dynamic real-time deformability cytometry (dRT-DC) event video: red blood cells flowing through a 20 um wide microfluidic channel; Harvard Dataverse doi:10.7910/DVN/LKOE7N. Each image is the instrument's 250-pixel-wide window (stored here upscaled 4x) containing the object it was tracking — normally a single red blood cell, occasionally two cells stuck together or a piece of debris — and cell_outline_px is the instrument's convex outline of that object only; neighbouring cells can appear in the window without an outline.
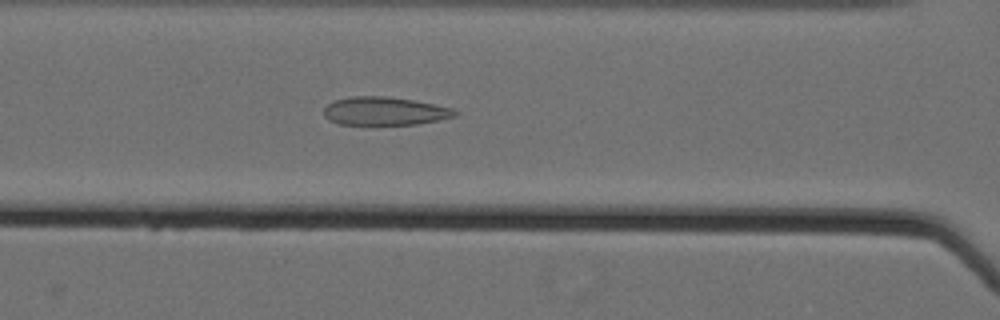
{"species": "Egyptian fruit bat (a non-hibernating species)", "species_latin": "Rousettus aegyptiacus", "temperature_condition": "cold", "stored_images_in_passage": 61, "camera_frame_rate_fps": 3000, "um_per_image_px": 0.085, "animal": {"sex": "female"}, "frame": {"image": 1, "passage_image": 31, "time_ms": 10.0, "image_size_px": [1000, 320], "cell_outline_px": [[460, 112], [456, 116], [416, 124], [340, 124], [328, 120], [324, 116], [324, 108], [332, 100], [352, 96], [384, 96], [412, 100], [452, 108]], "centroid_in_image_um": [32.66, 9.44], "position_along_channel_um": 133.9, "area_um2": 21.44}}
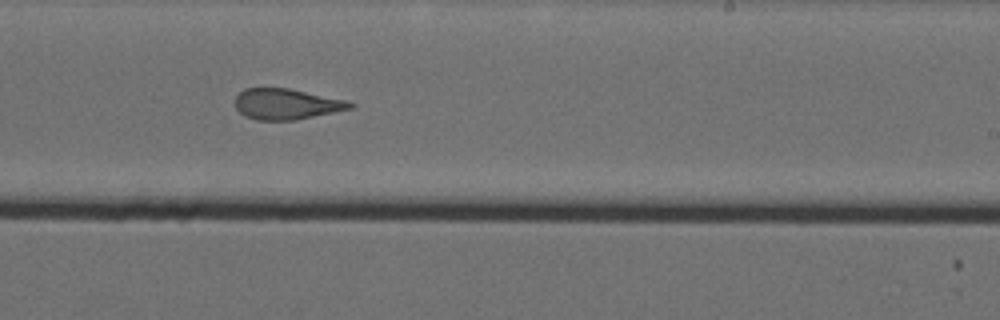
{"frame": {"image": 2, "passage_image": 42, "time_ms": 13.667, "image_size_px": [1000, 320], "cell_outline_px": [[356, 104], [352, 108], [296, 120], [256, 120], [244, 116], [236, 108], [236, 96], [244, 88], [288, 88], [348, 100]], "centroid_in_image_um": [24.36, 8.84], "position_along_channel_um": 264.6, "area_um2": 20.63}}
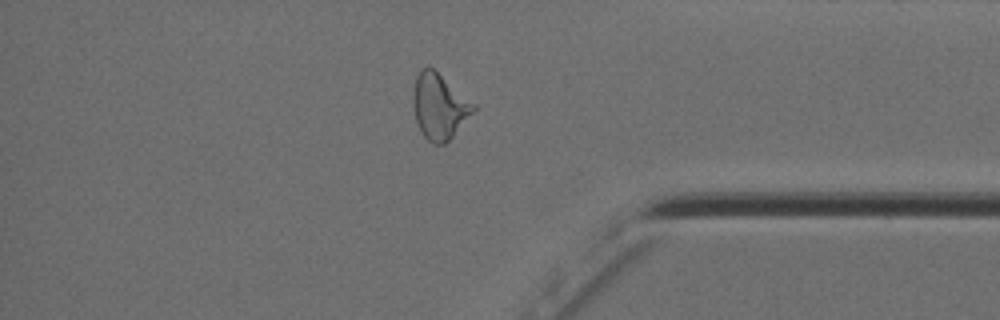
{"frame": {"image": 3, "passage_image": 54, "time_ms": 17.667, "image_size_px": [1000, 320], "cell_outline_px": [[476, 108], [452, 136], [444, 144], [432, 144], [424, 136], [416, 120], [412, 104], [412, 96], [416, 76], [424, 68], [432, 68], [476, 104]], "centroid_in_image_um": [37.33, 9.05], "position_along_channel_um": 397.9, "area_um2": 22.54}, "authors_computed_cell_mechanics": {"area_um2": 23.7558, "velocity_mm_per_s": 3.569, "shape_relaxation_time_tau1_ms": null, "shape_relaxation_time_tau2_ms": 1.8878, "deformation_change_tau1": null, "deformation_change_tau2": 0.1186}}